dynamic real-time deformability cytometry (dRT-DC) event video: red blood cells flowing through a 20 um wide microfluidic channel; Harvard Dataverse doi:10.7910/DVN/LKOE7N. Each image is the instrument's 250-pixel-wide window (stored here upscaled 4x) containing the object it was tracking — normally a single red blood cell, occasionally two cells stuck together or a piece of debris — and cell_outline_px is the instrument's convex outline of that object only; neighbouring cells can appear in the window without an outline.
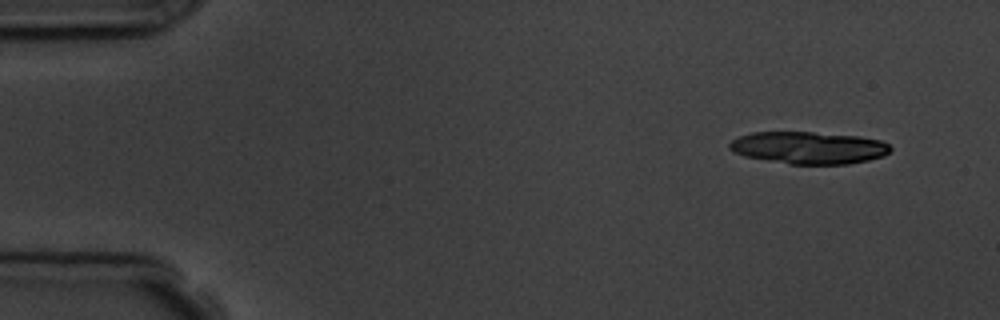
{"species": "common noctule bat (a hibernating species)", "species_latin": "Nyctalus noctula", "temperature_condition": "room temperature", "stored_images_in_passage": 7, "camera_frame_rate_fps": 3000, "um_per_image_px": 0.085, "animal": {"sex": "male", "body_mass_g": 19.5, "forearm_length_mm": 54.6}, "frame": {"image": 1, "passage_image": 1, "time_ms": 0.0, "image_size_px": [1000, 320], "cell_outline_px": [[892, 148], [884, 156], [868, 160], [848, 164], [788, 164], [744, 156], [728, 148], [728, 144], [732, 140], [740, 136], [752, 132], [812, 132], [860, 136], [880, 140], [888, 144]], "centroid_in_image_um": [68.74, 12.55], "position_along_channel_um": 16.3, "area_um2": 30.23}}
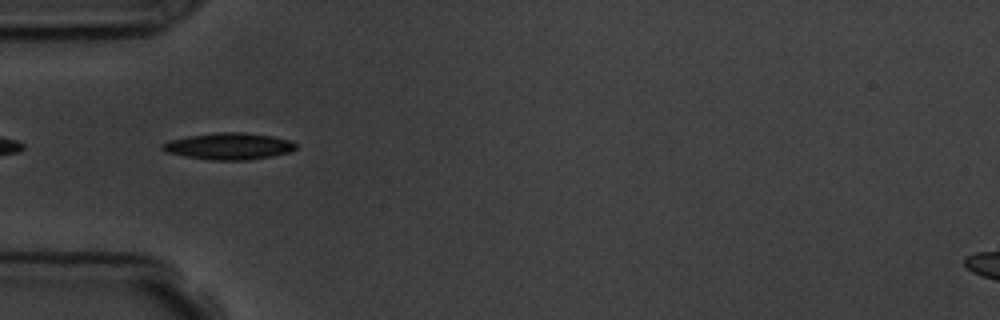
{"frame": {"image": 2, "passage_image": 5, "time_ms": 4.333, "image_size_px": [1000, 320], "cell_outline_px": [[296, 148], [292, 152], [272, 156], [248, 160], [212, 160], [184, 156], [168, 152], [160, 148], [160, 144], [168, 140], [188, 136], [220, 132], [244, 132], [272, 136], [292, 140], [296, 144]], "centroid_in_image_um": [19.47, 12.42], "position_along_channel_um": 65.5, "area_um2": 20.87}}
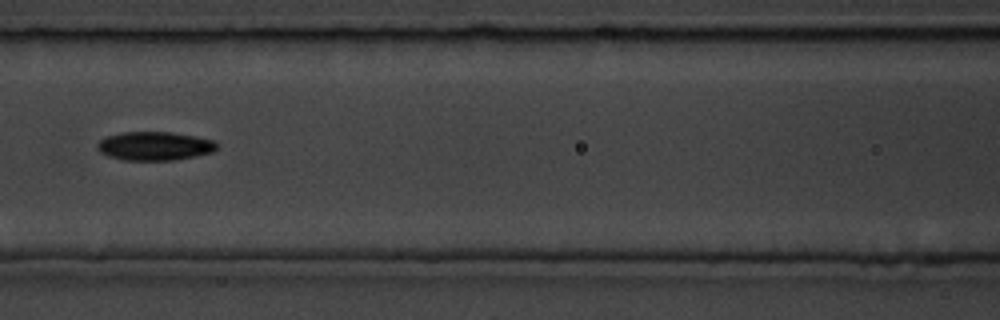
{"frame": {"image": 3, "passage_image": 7, "time_ms": 6.667, "image_size_px": [1000, 320], "cell_outline_px": [[216, 148], [212, 152], [196, 156], [172, 160], [124, 160], [108, 156], [100, 152], [96, 148], [96, 144], [104, 136], [124, 132], [172, 132], [196, 136], [212, 140], [216, 144]], "centroid_in_image_um": [13.09, 12.41], "position_along_channel_um": 153.5, "area_um2": 20.0}}